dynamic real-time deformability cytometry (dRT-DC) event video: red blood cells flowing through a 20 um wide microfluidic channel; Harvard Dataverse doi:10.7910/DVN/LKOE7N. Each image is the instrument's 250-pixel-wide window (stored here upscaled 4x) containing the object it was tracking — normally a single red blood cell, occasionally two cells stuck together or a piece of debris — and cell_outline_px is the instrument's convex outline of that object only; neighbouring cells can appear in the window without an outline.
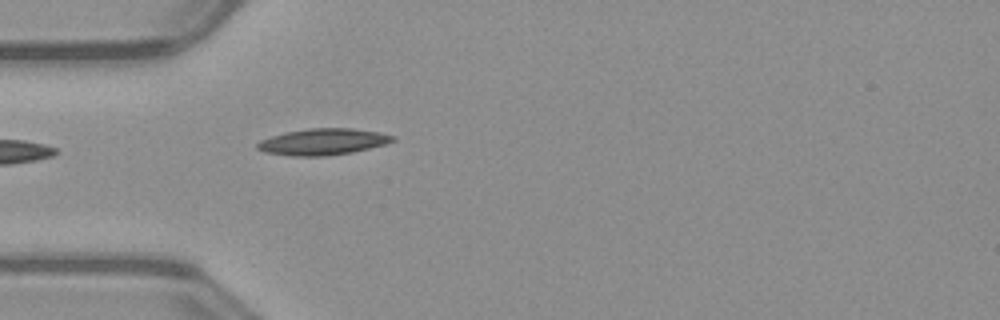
{"species": "common noctule bat (a hibernating species)", "species_latin": "Nyctalus noctula", "temperature_condition": "warm", "stored_images_in_passage": 5, "camera_frame_rate_fps": 3000, "um_per_image_px": 0.085, "animal": {"sex": "male", "body_mass_g": 23.1, "forearm_length_mm": 52.7}, "frame": {"image": 1, "passage_image": 1, "time_ms": 0.0, "image_size_px": [1000, 320], "cell_outline_px": [[396, 140], [384, 144], [352, 152], [324, 156], [292, 156], [264, 152], [256, 148], [256, 144], [260, 140], [272, 136], [288, 132], [308, 128], [352, 128], [380, 132], [396, 136]], "centroid_in_image_um": [27.45, 12.05], "position_along_channel_um": 57.5, "area_um2": 20.75}}